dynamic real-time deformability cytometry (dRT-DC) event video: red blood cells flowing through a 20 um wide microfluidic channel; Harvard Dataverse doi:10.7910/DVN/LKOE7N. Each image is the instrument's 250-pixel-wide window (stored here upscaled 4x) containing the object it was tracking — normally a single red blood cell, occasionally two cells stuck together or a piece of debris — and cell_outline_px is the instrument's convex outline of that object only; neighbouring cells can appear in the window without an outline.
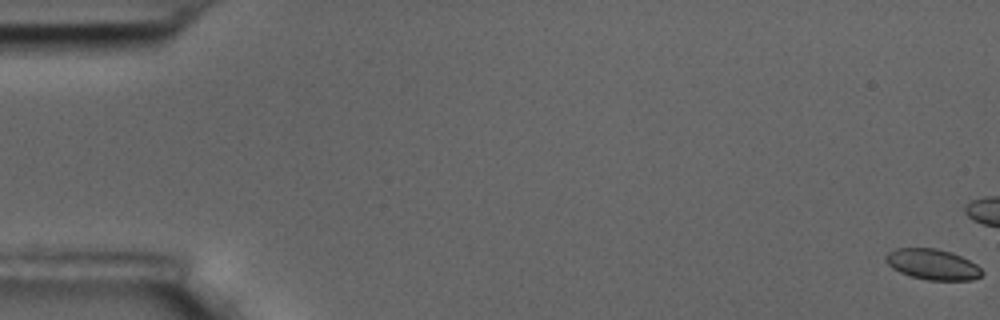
{"species": "common noctule bat (a hibernating species)", "species_latin": "Nyctalus noctula", "temperature_condition": "room temperature", "stored_images_in_passage": 18, "camera_frame_rate_fps": 3000, "um_per_image_px": 0.085, "animal": {"sex": "male", "body_mass_g": 17.5, "forearm_length_mm": 52.3}, "frame": {"image": 1, "passage_image": 1, "time_ms": 0.0, "image_size_px": [1000, 320], "cell_outline_px": [[984, 272], [980, 276], [972, 280], [928, 280], [912, 276], [900, 272], [892, 268], [884, 260], [884, 256], [888, 252], [896, 248], [936, 248], [952, 252], [976, 264]], "centroid_in_image_um": [79.25, 22.46], "position_along_channel_um": 5.8, "area_um2": 17.17}}